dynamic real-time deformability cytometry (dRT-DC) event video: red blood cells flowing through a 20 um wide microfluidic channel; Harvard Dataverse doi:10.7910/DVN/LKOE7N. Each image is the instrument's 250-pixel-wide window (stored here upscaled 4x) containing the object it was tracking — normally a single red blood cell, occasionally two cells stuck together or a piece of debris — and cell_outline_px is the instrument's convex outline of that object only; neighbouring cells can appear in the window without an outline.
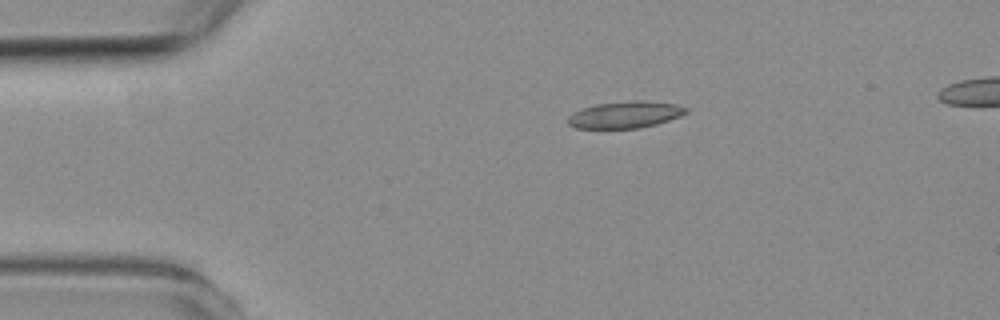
{"species": "common noctule bat (a hibernating species)", "species_latin": "Nyctalus noctula", "temperature_condition": "room temperature", "stored_images_in_passage": 3, "segment_of_instrument_passage": [1, 2], "camera_frame_rate_fps": 3000, "um_per_image_px": 0.085, "animal": {"sex": "female", "body_mass_g": 19.3, "forearm_length_mm": 54.1}, "frame": {"image": 1, "passage_image": 1, "time_ms": 0.0, "image_size_px": [1000, 320], "cell_outline_px": [[688, 112], [680, 116], [656, 124], [640, 128], [576, 128], [568, 124], [568, 116], [584, 108], [596, 104], [676, 104], [688, 108]], "centroid_in_image_um": [53.1, 9.82], "position_along_channel_um": 31.9, "area_um2": 16.99}}